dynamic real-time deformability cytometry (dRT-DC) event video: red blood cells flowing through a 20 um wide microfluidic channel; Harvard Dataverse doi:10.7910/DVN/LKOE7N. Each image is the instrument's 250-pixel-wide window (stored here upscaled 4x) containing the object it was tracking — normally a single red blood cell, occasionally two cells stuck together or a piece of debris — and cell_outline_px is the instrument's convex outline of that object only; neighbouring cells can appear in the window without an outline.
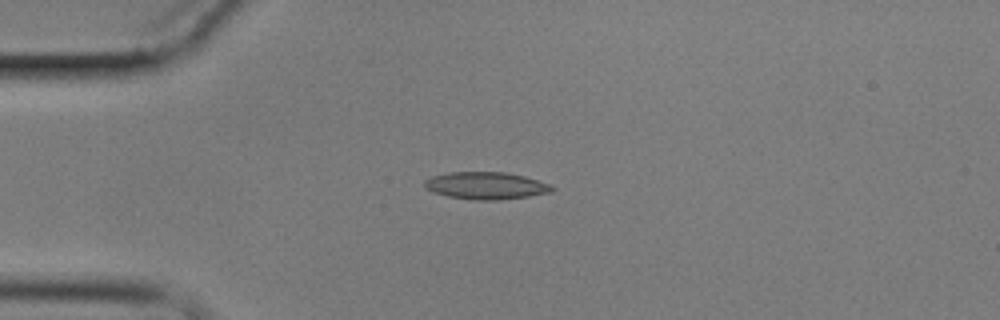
{"species": "common noctule bat (a hibernating species)", "species_latin": "Nyctalus noctula", "temperature_condition": "cold", "stored_images_in_passage": 12, "camera_frame_rate_fps": 3000, "um_per_image_px": 0.085, "animal": {"sex": "male", "body_mass_g": 17.9}, "frame": {"image": 1, "passage_image": 1, "time_ms": 0.0, "image_size_px": [1000, 320], "cell_outline_px": [[556, 188], [552, 192], [528, 196], [500, 200], [472, 200], [448, 196], [424, 188], [424, 180], [432, 176], [448, 172], [504, 172], [524, 176], [548, 184]], "centroid_in_image_um": [41.29, 15.78], "position_along_channel_um": 43.7, "area_um2": 20.17}}
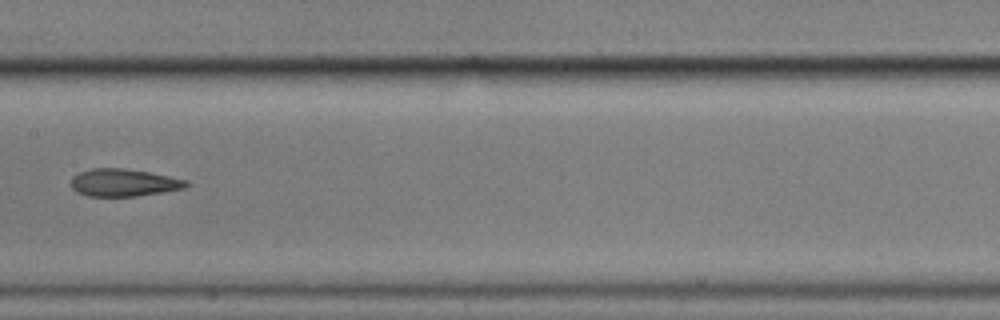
{"frame": {"image": 2, "passage_image": 5, "time_ms": 5.0, "image_size_px": [1000, 320], "cell_outline_px": [[188, 184], [184, 188], [164, 192], [136, 196], [88, 196], [76, 192], [72, 188], [72, 176], [80, 172], [92, 168], [124, 168], [148, 172], [188, 180]], "centroid_in_image_um": [10.5, 15.52], "position_along_channel_um": 196.9, "area_um2": 18.38}}
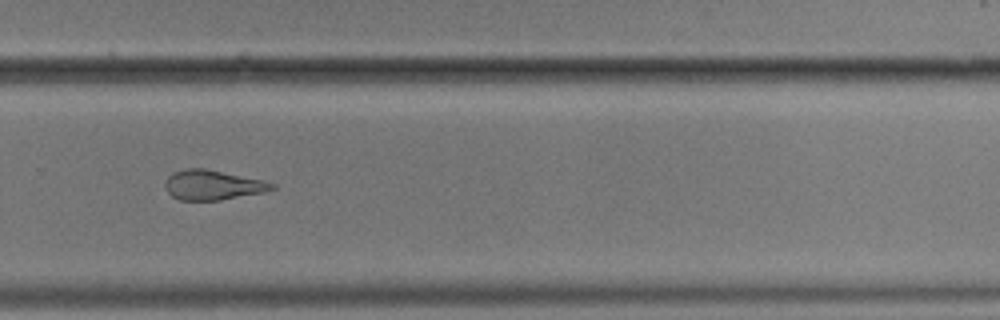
{"frame": {"image": 3, "passage_image": 8, "time_ms": 8.333, "image_size_px": [1000, 320], "cell_outline_px": [[276, 188], [264, 192], [220, 200], [180, 200], [172, 196], [164, 188], [164, 184], [168, 176], [172, 172], [184, 168], [204, 168], [264, 180], [276, 184]], "centroid_in_image_um": [18.06, 15.72], "position_along_channel_um": 311.7, "area_um2": 18.67}, "authors_computed_cell_mechanics": {"area_um2": 20.1433, "velocity_mm_per_s": 3.4688, "shape_relaxation_time_tau1_ms": null, "shape_relaxation_time_tau2_ms": 3.6269, "deformation_change_tau1": null, "deformation_change_tau2": 0.1042}}